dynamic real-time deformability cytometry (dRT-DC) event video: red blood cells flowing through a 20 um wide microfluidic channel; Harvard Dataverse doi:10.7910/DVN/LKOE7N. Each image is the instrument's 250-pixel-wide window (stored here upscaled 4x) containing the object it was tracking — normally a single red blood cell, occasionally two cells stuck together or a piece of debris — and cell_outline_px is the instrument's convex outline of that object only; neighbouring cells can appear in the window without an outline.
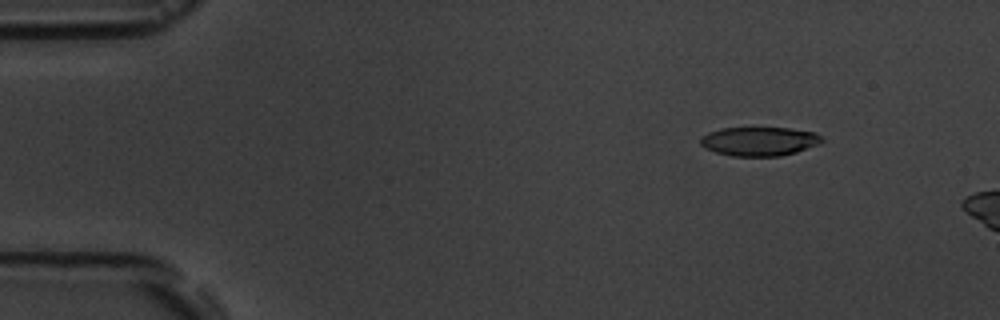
{"species": "common noctule bat (a hibernating species)", "species_latin": "Nyctalus noctula", "temperature_condition": "room temperature", "stored_images_in_passage": 4, "camera_frame_rate_fps": 3000, "um_per_image_px": 0.085, "animal": {"sex": "male", "body_mass_g": 19.5, "forearm_length_mm": 54.6}, "frame": {"image": 1, "passage_image": 2, "time_ms": 1.0, "image_size_px": [1000, 320], "cell_outline_px": [[824, 140], [820, 144], [796, 152], [780, 156], [732, 156], [716, 152], [704, 148], [700, 144], [700, 136], [708, 132], [720, 128], [788, 128], [816, 132], [824, 136]], "centroid_in_image_um": [64.55, 12.01], "position_along_channel_um": 20.4, "area_um2": 20.75}}